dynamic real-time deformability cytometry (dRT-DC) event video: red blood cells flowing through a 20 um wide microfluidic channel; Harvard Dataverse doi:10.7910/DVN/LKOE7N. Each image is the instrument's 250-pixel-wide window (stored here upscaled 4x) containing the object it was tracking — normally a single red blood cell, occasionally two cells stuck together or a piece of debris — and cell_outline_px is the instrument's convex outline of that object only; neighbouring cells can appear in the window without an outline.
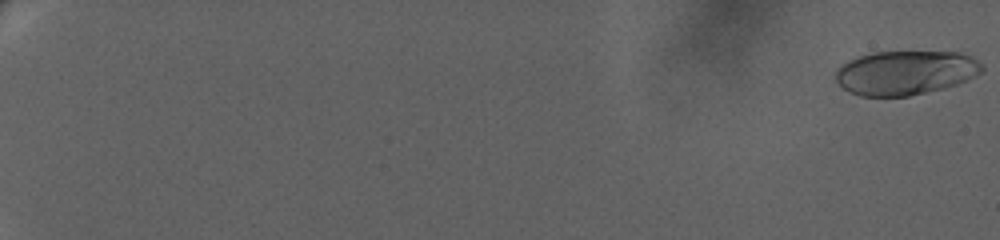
{"species": "human", "species_latin": "Homo sapiens", "temperature_condition": "warm", "stored_images_in_passage": 44, "camera_frame_rate_fps": 3000, "um_per_image_px": 0.085, "donor": {"sex": "female"}, "frame": {"image": 1, "passage_image": 1, "time_ms": 0.0, "image_size_px": [1000, 240], "cell_outline_px": [[984, 68], [976, 76], [968, 80], [944, 88], [908, 96], [860, 96], [848, 92], [836, 80], [836, 72], [840, 64], [856, 56], [872, 52], [956, 52], [972, 56]], "centroid_in_image_um": [76.94, 6.17], "position_along_channel_um": 8.1, "area_um2": 37.74}}
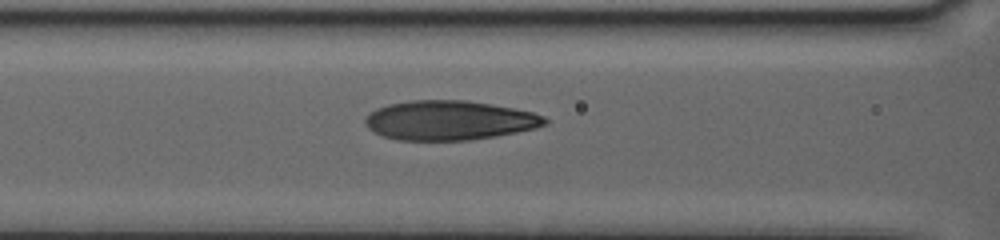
{"frame": {"image": 2, "passage_image": 27, "time_ms": 11.667, "image_size_px": [1000, 240], "cell_outline_px": [[548, 124], [536, 128], [496, 136], [468, 140], [396, 140], [372, 132], [364, 124], [364, 120], [376, 108], [388, 104], [412, 100], [464, 100], [512, 108], [532, 112], [544, 116], [548, 120]], "centroid_in_image_um": [38.18, 10.23], "position_along_channel_um": 128.4, "area_um2": 41.21}}
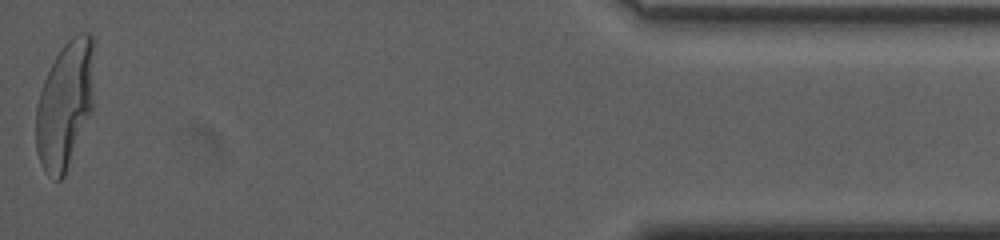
{"frame": {"image": 3, "passage_image": 44, "time_ms": 23.0, "image_size_px": [1000, 240], "cell_outline_px": [[96, 40], [92, 108], [64, 176], [60, 180], [56, 180], [48, 176], [40, 164], [36, 152], [36, 104], [44, 80], [56, 56], [64, 44], [76, 32], [88, 32]], "centroid_in_image_um": [5.54, 8.83], "position_along_channel_um": 429.7, "area_um2": 43.64}, "authors_computed_cell_mechanics": {"area_um2": 39.593, "velocity_mm_per_s": 3.2244, "shape_relaxation_time_tau1_ms": 5.5251, "shape_relaxation_time_tau2_ms": null, "deformation_change_tau1": 0.2213, "deformation_change_tau2": null}}